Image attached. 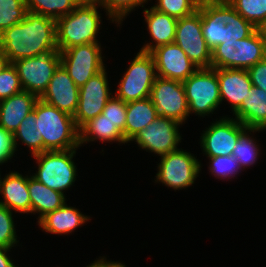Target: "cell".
<instances>
[{
  "instance_id": "8fae6325",
  "label": "cell",
  "mask_w": 266,
  "mask_h": 267,
  "mask_svg": "<svg viewBox=\"0 0 266 267\" xmlns=\"http://www.w3.org/2000/svg\"><path fill=\"white\" fill-rule=\"evenodd\" d=\"M17 69L23 91L40 98L46 91L55 70L61 64L60 52L23 58L12 63Z\"/></svg>"
},
{
  "instance_id": "ba28073f",
  "label": "cell",
  "mask_w": 266,
  "mask_h": 267,
  "mask_svg": "<svg viewBox=\"0 0 266 267\" xmlns=\"http://www.w3.org/2000/svg\"><path fill=\"white\" fill-rule=\"evenodd\" d=\"M121 78L115 91L117 98L126 103L148 98L157 78L152 55L139 51Z\"/></svg>"
},
{
  "instance_id": "9c48e42d",
  "label": "cell",
  "mask_w": 266,
  "mask_h": 267,
  "mask_svg": "<svg viewBox=\"0 0 266 267\" xmlns=\"http://www.w3.org/2000/svg\"><path fill=\"white\" fill-rule=\"evenodd\" d=\"M188 151L178 149L160 156L156 182L173 190H181L194 184L201 171V163Z\"/></svg>"
},
{
  "instance_id": "d4e9b609",
  "label": "cell",
  "mask_w": 266,
  "mask_h": 267,
  "mask_svg": "<svg viewBox=\"0 0 266 267\" xmlns=\"http://www.w3.org/2000/svg\"><path fill=\"white\" fill-rule=\"evenodd\" d=\"M28 190L31 199V214L38 213V221L66 203L65 194L50 189L31 175H28Z\"/></svg>"
},
{
  "instance_id": "484cf974",
  "label": "cell",
  "mask_w": 266,
  "mask_h": 267,
  "mask_svg": "<svg viewBox=\"0 0 266 267\" xmlns=\"http://www.w3.org/2000/svg\"><path fill=\"white\" fill-rule=\"evenodd\" d=\"M159 115L150 98L127 103L125 141L130 142Z\"/></svg>"
},
{
  "instance_id": "7402d4cb",
  "label": "cell",
  "mask_w": 266,
  "mask_h": 267,
  "mask_svg": "<svg viewBox=\"0 0 266 267\" xmlns=\"http://www.w3.org/2000/svg\"><path fill=\"white\" fill-rule=\"evenodd\" d=\"M143 13L144 20L147 23V31H149L148 33L153 40L143 45L139 51L150 53L159 46L174 43L178 19L158 12L152 7L145 8Z\"/></svg>"
},
{
  "instance_id": "30bf717a",
  "label": "cell",
  "mask_w": 266,
  "mask_h": 267,
  "mask_svg": "<svg viewBox=\"0 0 266 267\" xmlns=\"http://www.w3.org/2000/svg\"><path fill=\"white\" fill-rule=\"evenodd\" d=\"M60 58L61 65L79 88L106 68L100 42L64 49Z\"/></svg>"
},
{
  "instance_id": "f6af8a7d",
  "label": "cell",
  "mask_w": 266,
  "mask_h": 267,
  "mask_svg": "<svg viewBox=\"0 0 266 267\" xmlns=\"http://www.w3.org/2000/svg\"><path fill=\"white\" fill-rule=\"evenodd\" d=\"M79 4H98L101 5L102 0H76Z\"/></svg>"
},
{
  "instance_id": "7bdbcfd3",
  "label": "cell",
  "mask_w": 266,
  "mask_h": 267,
  "mask_svg": "<svg viewBox=\"0 0 266 267\" xmlns=\"http://www.w3.org/2000/svg\"><path fill=\"white\" fill-rule=\"evenodd\" d=\"M10 64L7 56L0 50V73Z\"/></svg>"
},
{
  "instance_id": "4316f807",
  "label": "cell",
  "mask_w": 266,
  "mask_h": 267,
  "mask_svg": "<svg viewBox=\"0 0 266 267\" xmlns=\"http://www.w3.org/2000/svg\"><path fill=\"white\" fill-rule=\"evenodd\" d=\"M96 140H100L103 143L106 141L109 143L115 141L120 144L127 143L124 135L102 114L89 120L79 129L80 146Z\"/></svg>"
},
{
  "instance_id": "1f68e13d",
  "label": "cell",
  "mask_w": 266,
  "mask_h": 267,
  "mask_svg": "<svg viewBox=\"0 0 266 267\" xmlns=\"http://www.w3.org/2000/svg\"><path fill=\"white\" fill-rule=\"evenodd\" d=\"M25 0H0V34L25 18Z\"/></svg>"
},
{
  "instance_id": "5b68a950",
  "label": "cell",
  "mask_w": 266,
  "mask_h": 267,
  "mask_svg": "<svg viewBox=\"0 0 266 267\" xmlns=\"http://www.w3.org/2000/svg\"><path fill=\"white\" fill-rule=\"evenodd\" d=\"M266 57V40L256 29L250 36L218 44L211 50L212 68L248 70Z\"/></svg>"
},
{
  "instance_id": "d6986e66",
  "label": "cell",
  "mask_w": 266,
  "mask_h": 267,
  "mask_svg": "<svg viewBox=\"0 0 266 267\" xmlns=\"http://www.w3.org/2000/svg\"><path fill=\"white\" fill-rule=\"evenodd\" d=\"M217 77L221 103L226 99L234 112L252 88L249 73L244 69L217 68Z\"/></svg>"
},
{
  "instance_id": "6da1fadb",
  "label": "cell",
  "mask_w": 266,
  "mask_h": 267,
  "mask_svg": "<svg viewBox=\"0 0 266 267\" xmlns=\"http://www.w3.org/2000/svg\"><path fill=\"white\" fill-rule=\"evenodd\" d=\"M0 50L10 63L58 51L56 20L27 11L22 21L0 34Z\"/></svg>"
},
{
  "instance_id": "5bb4252c",
  "label": "cell",
  "mask_w": 266,
  "mask_h": 267,
  "mask_svg": "<svg viewBox=\"0 0 266 267\" xmlns=\"http://www.w3.org/2000/svg\"><path fill=\"white\" fill-rule=\"evenodd\" d=\"M180 125L182 124L174 119L159 116L131 141H135L138 147L146 152H153L158 156L169 154L179 149L178 145L182 139L179 133Z\"/></svg>"
},
{
  "instance_id": "b9f144b4",
  "label": "cell",
  "mask_w": 266,
  "mask_h": 267,
  "mask_svg": "<svg viewBox=\"0 0 266 267\" xmlns=\"http://www.w3.org/2000/svg\"><path fill=\"white\" fill-rule=\"evenodd\" d=\"M101 267H126V265L119 261H107L106 257L103 256L101 257Z\"/></svg>"
},
{
  "instance_id": "8d00e7d4",
  "label": "cell",
  "mask_w": 266,
  "mask_h": 267,
  "mask_svg": "<svg viewBox=\"0 0 266 267\" xmlns=\"http://www.w3.org/2000/svg\"><path fill=\"white\" fill-rule=\"evenodd\" d=\"M18 242L13 212L0 205V246L12 249Z\"/></svg>"
},
{
  "instance_id": "3957f363",
  "label": "cell",
  "mask_w": 266,
  "mask_h": 267,
  "mask_svg": "<svg viewBox=\"0 0 266 267\" xmlns=\"http://www.w3.org/2000/svg\"><path fill=\"white\" fill-rule=\"evenodd\" d=\"M33 111L36 114L39 135L43 139V152L66 151L80 147L79 129L72 115L40 98L36 101Z\"/></svg>"
},
{
  "instance_id": "f1b7e54d",
  "label": "cell",
  "mask_w": 266,
  "mask_h": 267,
  "mask_svg": "<svg viewBox=\"0 0 266 267\" xmlns=\"http://www.w3.org/2000/svg\"><path fill=\"white\" fill-rule=\"evenodd\" d=\"M259 131L263 130L258 128H246L240 134L239 140L235 145L232 156L237 160L242 170H245L247 167L257 163L261 149H259L257 140L250 135H252L251 132L256 133Z\"/></svg>"
},
{
  "instance_id": "ac0fdd59",
  "label": "cell",
  "mask_w": 266,
  "mask_h": 267,
  "mask_svg": "<svg viewBox=\"0 0 266 267\" xmlns=\"http://www.w3.org/2000/svg\"><path fill=\"white\" fill-rule=\"evenodd\" d=\"M40 99L74 116L79 101V87L60 64Z\"/></svg>"
},
{
  "instance_id": "4dcf8cb0",
  "label": "cell",
  "mask_w": 266,
  "mask_h": 267,
  "mask_svg": "<svg viewBox=\"0 0 266 267\" xmlns=\"http://www.w3.org/2000/svg\"><path fill=\"white\" fill-rule=\"evenodd\" d=\"M227 2L256 28L266 19V0H227Z\"/></svg>"
},
{
  "instance_id": "277c9868",
  "label": "cell",
  "mask_w": 266,
  "mask_h": 267,
  "mask_svg": "<svg viewBox=\"0 0 266 267\" xmlns=\"http://www.w3.org/2000/svg\"><path fill=\"white\" fill-rule=\"evenodd\" d=\"M98 4H79L72 12L56 20L58 51L88 43H98L101 14Z\"/></svg>"
},
{
  "instance_id": "f546056e",
  "label": "cell",
  "mask_w": 266,
  "mask_h": 267,
  "mask_svg": "<svg viewBox=\"0 0 266 267\" xmlns=\"http://www.w3.org/2000/svg\"><path fill=\"white\" fill-rule=\"evenodd\" d=\"M27 11L57 20L72 12L79 3L76 0H25Z\"/></svg>"
},
{
  "instance_id": "ab89813d",
  "label": "cell",
  "mask_w": 266,
  "mask_h": 267,
  "mask_svg": "<svg viewBox=\"0 0 266 267\" xmlns=\"http://www.w3.org/2000/svg\"><path fill=\"white\" fill-rule=\"evenodd\" d=\"M252 86L263 89L266 93V57L248 70Z\"/></svg>"
},
{
  "instance_id": "7c38bea8",
  "label": "cell",
  "mask_w": 266,
  "mask_h": 267,
  "mask_svg": "<svg viewBox=\"0 0 266 267\" xmlns=\"http://www.w3.org/2000/svg\"><path fill=\"white\" fill-rule=\"evenodd\" d=\"M151 102L160 117L183 124L189 117V107L182 82L157 76L150 91Z\"/></svg>"
},
{
  "instance_id": "7a4b0ae2",
  "label": "cell",
  "mask_w": 266,
  "mask_h": 267,
  "mask_svg": "<svg viewBox=\"0 0 266 267\" xmlns=\"http://www.w3.org/2000/svg\"><path fill=\"white\" fill-rule=\"evenodd\" d=\"M197 11L201 14L203 37L211 50L218 44L244 39L257 29L227 0H201Z\"/></svg>"
},
{
  "instance_id": "74e56055",
  "label": "cell",
  "mask_w": 266,
  "mask_h": 267,
  "mask_svg": "<svg viewBox=\"0 0 266 267\" xmlns=\"http://www.w3.org/2000/svg\"><path fill=\"white\" fill-rule=\"evenodd\" d=\"M23 91L17 69L10 63L0 73V101Z\"/></svg>"
},
{
  "instance_id": "9a60e30c",
  "label": "cell",
  "mask_w": 266,
  "mask_h": 267,
  "mask_svg": "<svg viewBox=\"0 0 266 267\" xmlns=\"http://www.w3.org/2000/svg\"><path fill=\"white\" fill-rule=\"evenodd\" d=\"M241 122L233 117L222 116L203 130L200 146L207 157L232 155L240 134L246 129Z\"/></svg>"
},
{
  "instance_id": "d6a6232c",
  "label": "cell",
  "mask_w": 266,
  "mask_h": 267,
  "mask_svg": "<svg viewBox=\"0 0 266 267\" xmlns=\"http://www.w3.org/2000/svg\"><path fill=\"white\" fill-rule=\"evenodd\" d=\"M201 0H156L152 8L176 19L192 15L198 10Z\"/></svg>"
},
{
  "instance_id": "2e32d148",
  "label": "cell",
  "mask_w": 266,
  "mask_h": 267,
  "mask_svg": "<svg viewBox=\"0 0 266 267\" xmlns=\"http://www.w3.org/2000/svg\"><path fill=\"white\" fill-rule=\"evenodd\" d=\"M112 96L106 69L80 87L78 107L73 116L77 128L80 129L86 122L100 115Z\"/></svg>"
},
{
  "instance_id": "d590c367",
  "label": "cell",
  "mask_w": 266,
  "mask_h": 267,
  "mask_svg": "<svg viewBox=\"0 0 266 267\" xmlns=\"http://www.w3.org/2000/svg\"><path fill=\"white\" fill-rule=\"evenodd\" d=\"M126 111H127V103L122 101L121 99L113 96L108 100L105 108L102 111V115L104 118L109 120L114 124L125 138V124H126Z\"/></svg>"
},
{
  "instance_id": "83f0119b",
  "label": "cell",
  "mask_w": 266,
  "mask_h": 267,
  "mask_svg": "<svg viewBox=\"0 0 266 267\" xmlns=\"http://www.w3.org/2000/svg\"><path fill=\"white\" fill-rule=\"evenodd\" d=\"M18 140H21L27 148L30 149L32 156L43 152V139L39 135L38 123H36V114L30 112L19 125L17 131L13 134V142L17 151Z\"/></svg>"
},
{
  "instance_id": "44dd1931",
  "label": "cell",
  "mask_w": 266,
  "mask_h": 267,
  "mask_svg": "<svg viewBox=\"0 0 266 267\" xmlns=\"http://www.w3.org/2000/svg\"><path fill=\"white\" fill-rule=\"evenodd\" d=\"M39 98L27 91H21L0 101V127L14 134L19 125L33 111Z\"/></svg>"
},
{
  "instance_id": "e575fe53",
  "label": "cell",
  "mask_w": 266,
  "mask_h": 267,
  "mask_svg": "<svg viewBox=\"0 0 266 267\" xmlns=\"http://www.w3.org/2000/svg\"><path fill=\"white\" fill-rule=\"evenodd\" d=\"M209 161V172L218 179H231L241 172L242 169L239 166L237 160L232 156H217L208 157Z\"/></svg>"
},
{
  "instance_id": "f35d334b",
  "label": "cell",
  "mask_w": 266,
  "mask_h": 267,
  "mask_svg": "<svg viewBox=\"0 0 266 267\" xmlns=\"http://www.w3.org/2000/svg\"><path fill=\"white\" fill-rule=\"evenodd\" d=\"M15 152L13 134L0 127V165L11 160Z\"/></svg>"
},
{
  "instance_id": "bcb514c9",
  "label": "cell",
  "mask_w": 266,
  "mask_h": 267,
  "mask_svg": "<svg viewBox=\"0 0 266 267\" xmlns=\"http://www.w3.org/2000/svg\"><path fill=\"white\" fill-rule=\"evenodd\" d=\"M86 267H101V256L99 259L93 261V263L87 265Z\"/></svg>"
},
{
  "instance_id": "603a6c76",
  "label": "cell",
  "mask_w": 266,
  "mask_h": 267,
  "mask_svg": "<svg viewBox=\"0 0 266 267\" xmlns=\"http://www.w3.org/2000/svg\"><path fill=\"white\" fill-rule=\"evenodd\" d=\"M89 220H91L90 216L82 214L79 209L65 203L62 207L43 216L38 221V225L46 233L68 235Z\"/></svg>"
},
{
  "instance_id": "8992f818",
  "label": "cell",
  "mask_w": 266,
  "mask_h": 267,
  "mask_svg": "<svg viewBox=\"0 0 266 267\" xmlns=\"http://www.w3.org/2000/svg\"><path fill=\"white\" fill-rule=\"evenodd\" d=\"M76 150L44 151L34 155L38 171L36 170L32 176L50 189L64 194L66 190L74 186L76 176H78L73 160Z\"/></svg>"
},
{
  "instance_id": "836d02e7",
  "label": "cell",
  "mask_w": 266,
  "mask_h": 267,
  "mask_svg": "<svg viewBox=\"0 0 266 267\" xmlns=\"http://www.w3.org/2000/svg\"><path fill=\"white\" fill-rule=\"evenodd\" d=\"M148 0H102L101 7L106 10L108 18L112 23L116 22L120 26L125 17L129 15L136 7H144Z\"/></svg>"
},
{
  "instance_id": "ee69618b",
  "label": "cell",
  "mask_w": 266,
  "mask_h": 267,
  "mask_svg": "<svg viewBox=\"0 0 266 267\" xmlns=\"http://www.w3.org/2000/svg\"><path fill=\"white\" fill-rule=\"evenodd\" d=\"M260 35L266 40V19L258 26Z\"/></svg>"
},
{
  "instance_id": "cb8c5ba5",
  "label": "cell",
  "mask_w": 266,
  "mask_h": 267,
  "mask_svg": "<svg viewBox=\"0 0 266 267\" xmlns=\"http://www.w3.org/2000/svg\"><path fill=\"white\" fill-rule=\"evenodd\" d=\"M236 120L247 128L266 129V93L252 86L246 99L233 112Z\"/></svg>"
},
{
  "instance_id": "52a82bcc",
  "label": "cell",
  "mask_w": 266,
  "mask_h": 267,
  "mask_svg": "<svg viewBox=\"0 0 266 267\" xmlns=\"http://www.w3.org/2000/svg\"><path fill=\"white\" fill-rule=\"evenodd\" d=\"M189 107V115L209 116L221 104L217 68H198L182 82Z\"/></svg>"
},
{
  "instance_id": "ffe728a7",
  "label": "cell",
  "mask_w": 266,
  "mask_h": 267,
  "mask_svg": "<svg viewBox=\"0 0 266 267\" xmlns=\"http://www.w3.org/2000/svg\"><path fill=\"white\" fill-rule=\"evenodd\" d=\"M0 194L4 199L0 200V205L15 213H31L28 175L23 176L17 171L9 172L4 178H1L0 175Z\"/></svg>"
},
{
  "instance_id": "4fadbf2b",
  "label": "cell",
  "mask_w": 266,
  "mask_h": 267,
  "mask_svg": "<svg viewBox=\"0 0 266 267\" xmlns=\"http://www.w3.org/2000/svg\"><path fill=\"white\" fill-rule=\"evenodd\" d=\"M174 43L198 68H211V49L203 37L202 19L198 11L178 19Z\"/></svg>"
},
{
  "instance_id": "e0dca14e",
  "label": "cell",
  "mask_w": 266,
  "mask_h": 267,
  "mask_svg": "<svg viewBox=\"0 0 266 267\" xmlns=\"http://www.w3.org/2000/svg\"><path fill=\"white\" fill-rule=\"evenodd\" d=\"M157 76L184 82L197 69L186 53L175 43L159 46L150 52Z\"/></svg>"
},
{
  "instance_id": "60d3db41",
  "label": "cell",
  "mask_w": 266,
  "mask_h": 267,
  "mask_svg": "<svg viewBox=\"0 0 266 267\" xmlns=\"http://www.w3.org/2000/svg\"><path fill=\"white\" fill-rule=\"evenodd\" d=\"M11 249L0 246V267H18L14 264V260L10 259L8 252Z\"/></svg>"
}]
</instances>
